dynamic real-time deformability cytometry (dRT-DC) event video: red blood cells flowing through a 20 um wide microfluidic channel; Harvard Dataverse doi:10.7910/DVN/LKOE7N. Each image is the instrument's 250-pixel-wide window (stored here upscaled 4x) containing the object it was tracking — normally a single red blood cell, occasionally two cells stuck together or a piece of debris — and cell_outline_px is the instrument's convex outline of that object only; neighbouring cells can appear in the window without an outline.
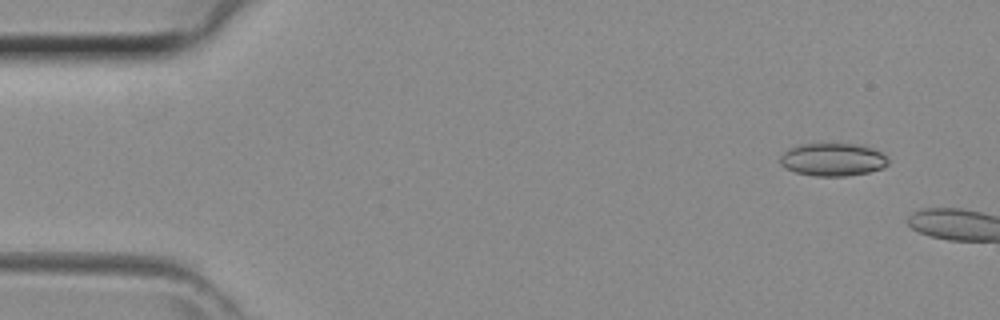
{"species": "common noctule bat (a hibernating species)", "species_latin": "Nyctalus noctula", "temperature_condition": "room temperature", "stored_images_in_passage": 3, "camera_frame_rate_fps": 3000, "um_per_image_px": 0.085, "animal": {"sex": "female", "body_mass_g": 29.2, "forearm_length_mm": 56.3}, "frame": {"image": 1, "passage_image": 1, "time_ms": 0.0, "image_size_px": [1000, 320], "cell_outline_px": [[888, 164], [884, 168], [868, 172], [844, 176], [816, 176], [796, 172], [784, 168], [780, 164], [780, 156], [784, 152], [800, 144], [864, 144], [888, 156]], "centroid_in_image_um": [70.81, 13.56], "position_along_channel_um": 14.2, "area_um2": 20.75}}